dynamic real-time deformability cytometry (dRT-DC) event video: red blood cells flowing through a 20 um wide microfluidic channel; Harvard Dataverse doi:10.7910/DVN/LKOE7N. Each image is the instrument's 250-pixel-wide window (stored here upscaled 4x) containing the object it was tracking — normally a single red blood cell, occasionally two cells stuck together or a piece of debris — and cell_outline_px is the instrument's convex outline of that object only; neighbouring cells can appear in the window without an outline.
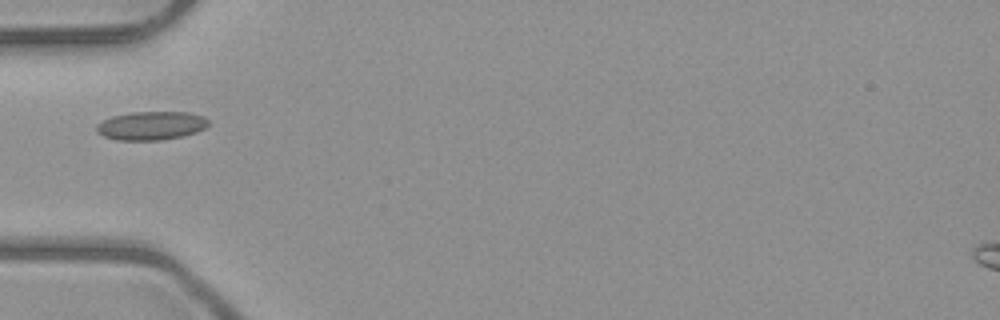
{"species": "common noctule bat (a hibernating species)", "species_latin": "Nyctalus noctula", "temperature_condition": "room temperature", "stored_images_in_passage": 4, "camera_frame_rate_fps": 3000, "um_per_image_px": 0.085, "animal": {"sex": "male", "body_mass_g": 23.1, "forearm_length_mm": 52.7}, "frame": {"image": 1, "passage_image": 3, "time_ms": 3.333, "image_size_px": [1000, 320], "cell_outline_px": [[208, 124], [204, 128], [196, 132], [180, 136], [160, 140], [116, 140], [104, 136], [96, 132], [96, 124], [112, 116], [132, 112], [188, 112], [204, 116], [208, 120]], "centroid_in_image_um": [12.83, 10.67], "position_along_channel_um": 72.2, "area_um2": 18.55}}
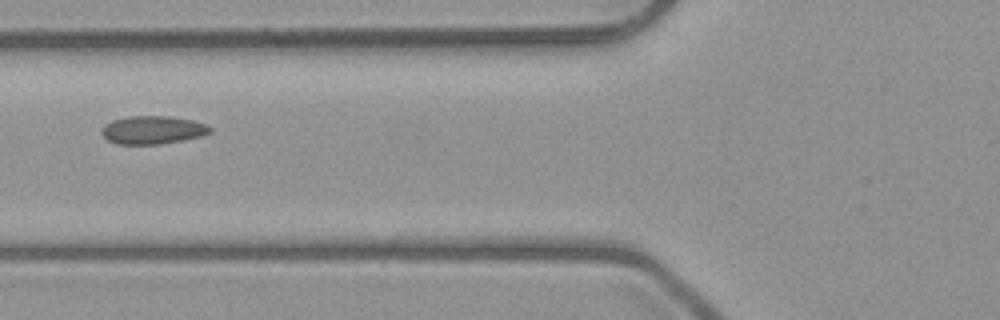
{"frame": {"image": 2, "passage_image": 4, "time_ms": 4.333, "image_size_px": [1000, 320], "cell_outline_px": [[212, 132], [200, 136], [184, 140], [156, 144], [116, 144], [108, 140], [100, 132], [100, 128], [104, 124], [112, 120], [128, 116], [168, 116], [192, 120], [204, 124], [212, 128]], "centroid_in_image_um": [12.94, 11.04], "position_along_channel_um": 112.9, "area_um2": 17.8}}